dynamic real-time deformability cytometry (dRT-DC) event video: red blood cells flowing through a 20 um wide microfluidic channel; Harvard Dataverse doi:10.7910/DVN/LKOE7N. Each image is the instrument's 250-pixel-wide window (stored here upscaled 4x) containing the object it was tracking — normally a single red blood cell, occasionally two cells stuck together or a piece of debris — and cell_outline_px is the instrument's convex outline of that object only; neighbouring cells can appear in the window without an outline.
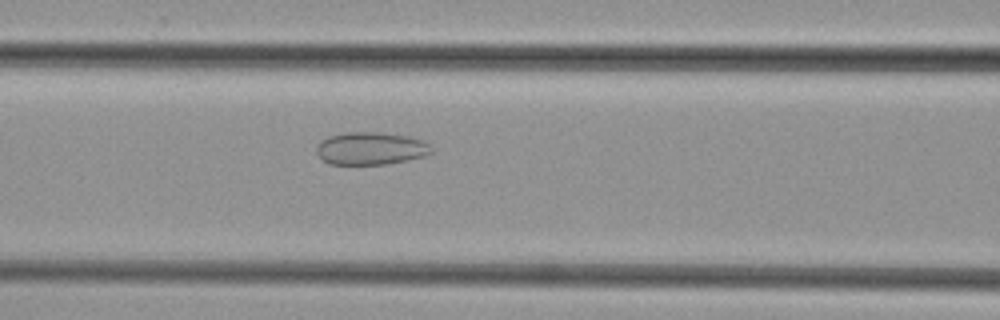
{"species": "common noctule bat (a hibernating species)", "species_latin": "Nyctalus noctula", "temperature_condition": "cold", "stored_images_in_passage": 34, "camera_frame_rate_fps": 3000, "um_per_image_px": 0.085, "animal": {"sex": "female", "body_mass_g": 29.2, "forearm_length_mm": 56.3}, "frame": {"image": 1, "passage_image": 6, "time_ms": 1.667, "image_size_px": [1000, 320], "cell_outline_px": [[432, 152], [424, 156], [408, 160], [388, 164], [328, 164], [316, 152], [316, 144], [320, 140], [328, 136], [344, 132], [376, 132], [408, 136], [420, 140], [428, 144], [432, 148]], "centroid_in_image_um": [31.47, 12.61], "position_along_channel_um": 135.1, "area_um2": 21.91}}
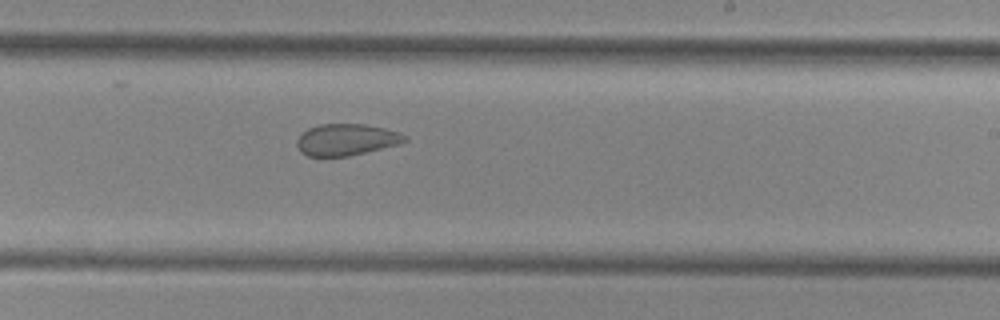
{"frame": {"image": 2, "passage_image": 15, "time_ms": 4.667, "image_size_px": [1000, 320], "cell_outline_px": [[408, 140], [400, 144], [348, 156], [308, 156], [300, 152], [296, 144], [296, 140], [308, 128], [320, 124], [364, 124], [384, 128], [400, 132], [408, 136]], "centroid_in_image_um": [29.46, 11.87], "position_along_channel_um": 259.5, "area_um2": 19.88}}
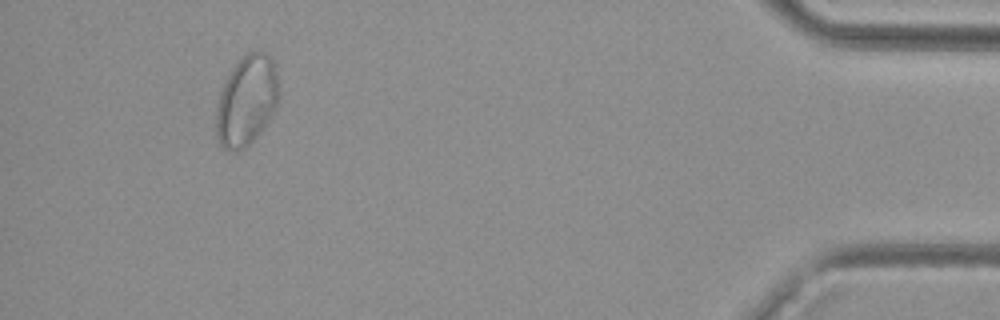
{"frame": {"image": 3, "passage_image": 31, "time_ms": 10.0, "image_size_px": [1000, 320], "cell_outline_px": [[280, 96], [276, 108], [256, 136], [244, 148], [232, 152], [228, 152], [220, 144], [216, 136], [216, 108], [220, 92], [232, 68], [248, 52], [264, 52], [276, 64], [280, 84]], "centroid_in_image_um": [20.98, 8.55], "position_along_channel_um": 414.2, "area_um2": 32.95}}